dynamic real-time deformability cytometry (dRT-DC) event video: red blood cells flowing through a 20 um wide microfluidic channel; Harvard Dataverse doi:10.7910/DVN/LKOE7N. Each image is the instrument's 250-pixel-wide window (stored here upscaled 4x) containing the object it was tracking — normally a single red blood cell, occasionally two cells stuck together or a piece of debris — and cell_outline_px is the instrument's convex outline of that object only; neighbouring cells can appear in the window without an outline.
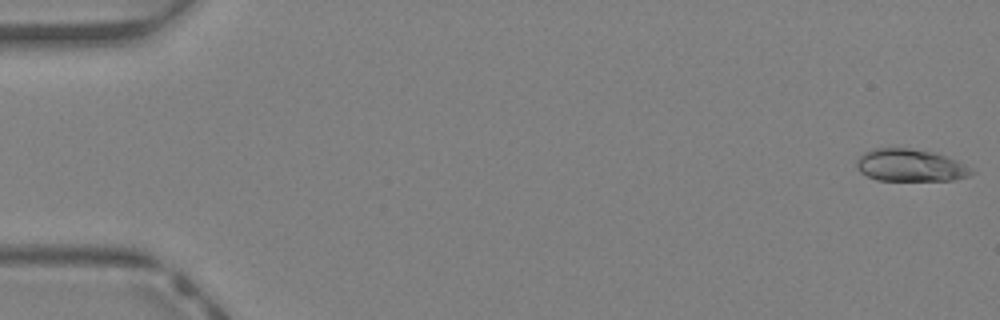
{"species": "Egyptian fruit bat (a non-hibernating species)", "species_latin": "Rousettus aegyptiacus", "temperature_condition": "warm", "stored_images_in_passage": 44, "camera_frame_rate_fps": 3000, "um_per_image_px": 0.085, "animal": {"sex": "female"}, "frame": {"image": 1, "passage_image": 1, "time_ms": 0.0, "image_size_px": [1000, 320], "cell_outline_px": [[976, 172], [968, 176], [952, 180], [876, 180], [860, 172], [856, 168], [856, 160], [864, 152], [872, 148], [912, 148], [936, 152], [956, 160], [972, 168]], "centroid_in_image_um": [77.37, 14.04], "position_along_channel_um": 7.6, "area_um2": 21.85}}
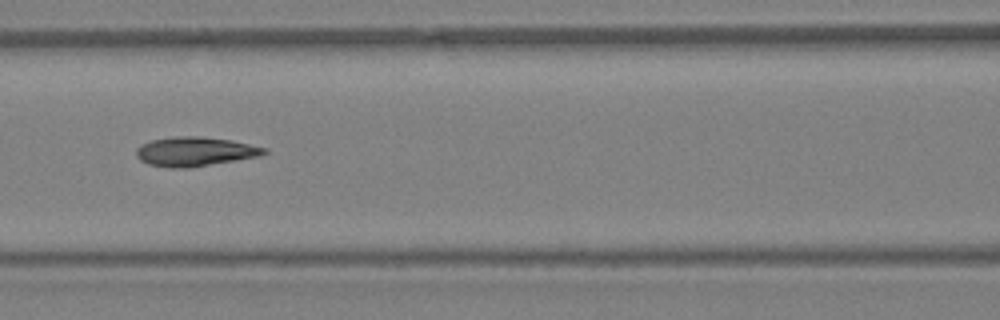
{"frame": {"image": 2, "passage_image": 20, "time_ms": 6.333, "image_size_px": [1000, 320], "cell_outline_px": [[268, 152], [260, 156], [188, 168], [168, 168], [148, 164], [140, 160], [136, 156], [136, 148], [140, 144], [152, 140], [176, 136], [200, 136], [232, 140], [268, 148]], "centroid_in_image_um": [16.56, 12.88], "position_along_channel_um": 150.0, "area_um2": 21.96}}
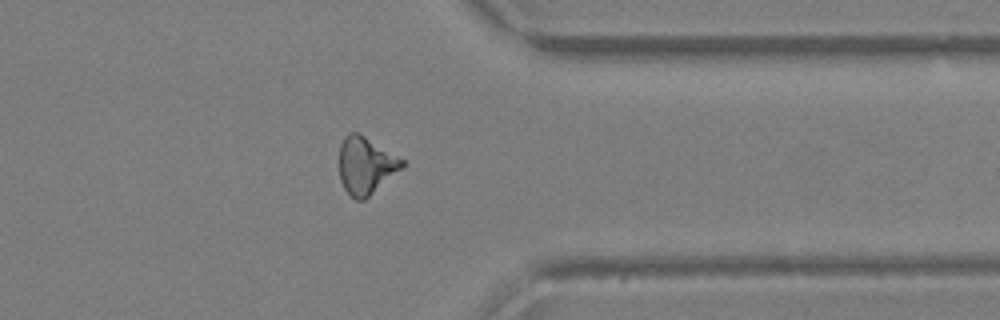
{"frame": {"image": 3, "passage_image": 35, "time_ms": 11.333, "image_size_px": [1000, 320], "cell_outline_px": [[408, 160], [404, 168], [364, 200], [356, 200], [344, 188], [340, 180], [340, 144], [344, 136], [348, 132], [360, 132]], "centroid_in_image_um": [31.16, 14.02], "position_along_channel_um": 380.2, "area_um2": 21.62}, "authors_computed_cell_mechanics": {"area_um2": 21.097, "velocity_mm_per_s": 4.7482, "shape_relaxation_time_tau1_ms": 8.2479, "shape_relaxation_time_tau2_ms": 1.7714, "deformation_change_tau1": 0.2321, "deformation_change_tau2": 0.0861}}